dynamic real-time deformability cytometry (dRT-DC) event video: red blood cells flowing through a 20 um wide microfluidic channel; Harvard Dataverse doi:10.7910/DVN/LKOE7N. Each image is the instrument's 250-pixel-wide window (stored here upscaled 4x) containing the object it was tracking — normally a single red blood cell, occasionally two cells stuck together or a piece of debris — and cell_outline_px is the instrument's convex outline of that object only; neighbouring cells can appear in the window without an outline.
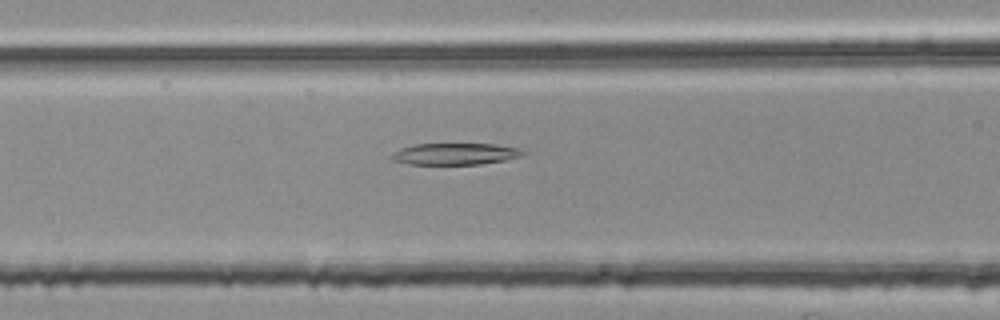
{"species": "common noctule bat (a hibernating species)", "species_latin": "Nyctalus noctula", "temperature_condition": "room temperature", "stored_images_in_passage": 54, "camera_frame_rate_fps": 3000, "um_per_image_px": 0.085, "animal": {"sex": "female", "body_mass_g": 25.1}, "frame": {"image": 1, "passage_image": 22, "time_ms": 7.0, "image_size_px": [1000, 320], "cell_outline_px": [[528, 152], [520, 156], [504, 160], [480, 164], [408, 164], [392, 160], [392, 152], [400, 148], [412, 144], [496, 144], [520, 148]], "centroid_in_image_um": [38.69, 13.07], "position_along_channel_um": 127.9, "area_um2": 16.59}}
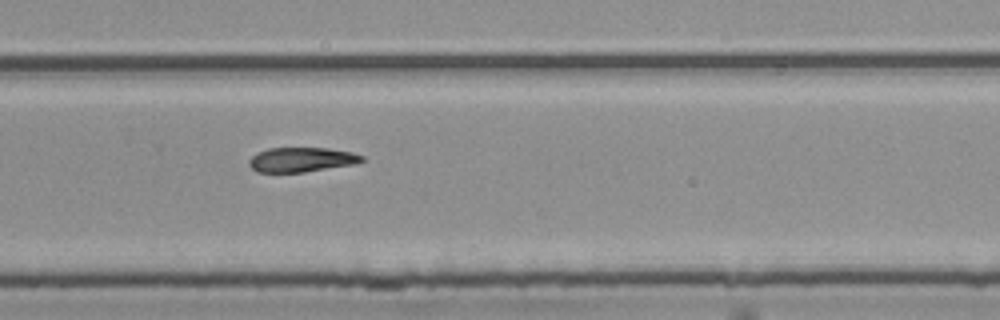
{"frame": {"image": 2, "passage_image": 36, "time_ms": 11.667, "image_size_px": [1000, 320], "cell_outline_px": [[364, 160], [356, 164], [304, 172], [256, 172], [248, 164], [248, 160], [256, 152], [268, 148], [328, 148], [352, 152], [364, 156]], "centroid_in_image_um": [25.62, 13.57], "position_along_channel_um": 304.2, "area_um2": 16.3}}
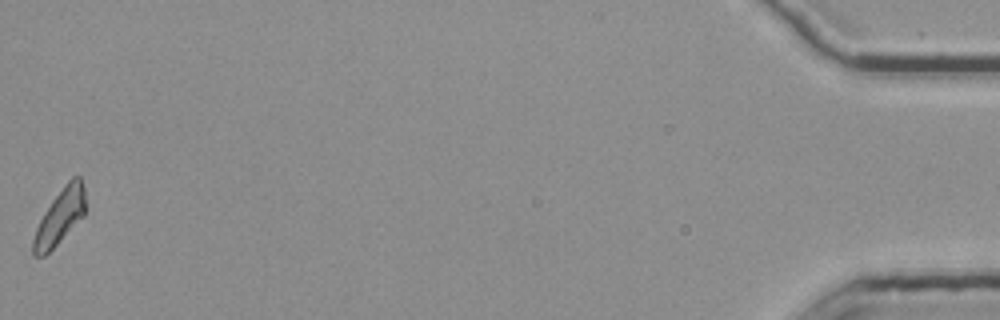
{"frame": {"image": 3, "passage_image": 54, "time_ms": 17.667, "image_size_px": [1000, 320], "cell_outline_px": [[84, 216], [44, 256], [32, 256], [32, 240], [36, 228], [44, 212], [52, 200], [68, 180], [72, 176], [80, 176], [84, 188]], "centroid_in_image_um": [5.07, 18.42], "position_along_channel_um": 430.1, "area_um2": 16.47}}